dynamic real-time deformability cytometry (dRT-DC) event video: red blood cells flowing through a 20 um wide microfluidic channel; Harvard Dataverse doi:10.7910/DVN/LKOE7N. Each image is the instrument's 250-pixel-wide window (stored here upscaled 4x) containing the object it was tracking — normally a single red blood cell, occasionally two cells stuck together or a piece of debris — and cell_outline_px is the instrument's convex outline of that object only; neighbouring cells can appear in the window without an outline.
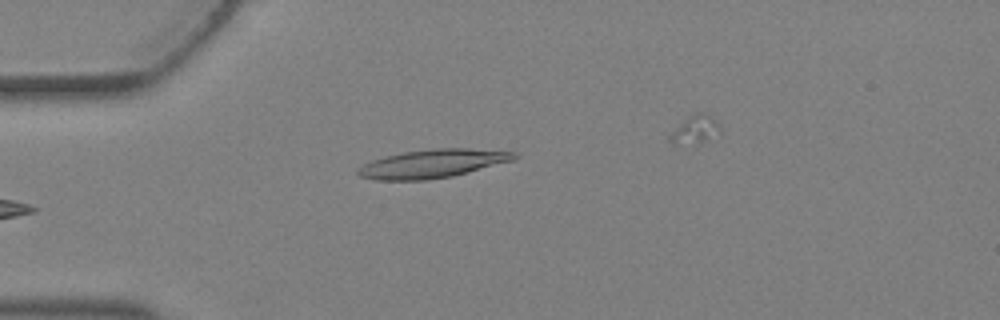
{"species": "Egyptian fruit bat (a non-hibernating species)", "species_latin": "Rousettus aegyptiacus", "temperature_condition": "warm", "stored_images_in_passage": 3, "camera_frame_rate_fps": 3000, "um_per_image_px": 0.085, "animal": {"sex": "female"}, "frame": {"image": 1, "passage_image": 2, "time_ms": 0.333, "image_size_px": [1000, 320], "cell_outline_px": [[520, 156], [512, 160], [452, 176], [424, 180], [376, 180], [360, 176], [356, 172], [364, 164], [372, 160], [404, 152], [440, 148], [468, 148], [516, 152]], "centroid_in_image_um": [36.78, 13.91], "position_along_channel_um": 48.2, "area_um2": 25.43}}